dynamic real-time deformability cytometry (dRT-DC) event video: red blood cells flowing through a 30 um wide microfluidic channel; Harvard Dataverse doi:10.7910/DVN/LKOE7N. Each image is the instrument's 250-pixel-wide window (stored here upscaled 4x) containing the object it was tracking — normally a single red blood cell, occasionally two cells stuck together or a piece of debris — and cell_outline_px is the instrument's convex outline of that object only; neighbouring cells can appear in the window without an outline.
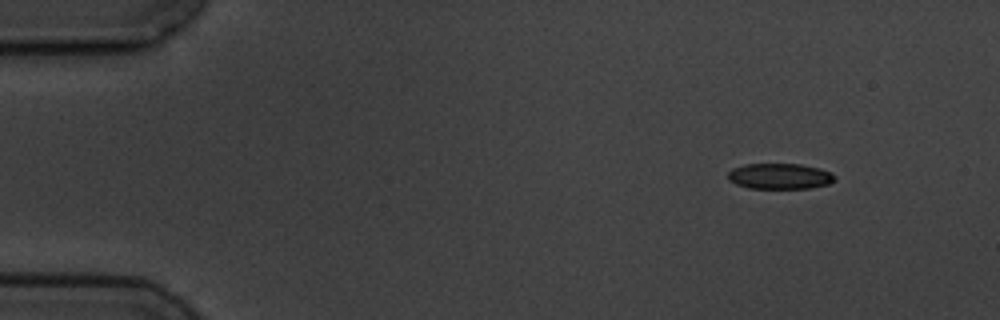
{"species": "common noctule bat (a hibernating species)", "species_latin": "Nyctalus noctula", "temperature_condition": "cold", "stored_images_in_passage": 8, "camera_frame_rate_fps": 3000, "um_per_image_px": 0.085, "animal": {"sex": "male", "body_mass_g": 19.5, "forearm_length_mm": 54.6}, "frame": {"image": 1, "passage_image": 1, "time_ms": 0.0, "image_size_px": [1000, 320], "cell_outline_px": [[836, 180], [828, 184], [808, 188], [748, 188], [736, 184], [728, 180], [728, 172], [732, 168], [744, 164], [800, 164], [820, 168], [832, 172], [836, 176]], "centroid_in_image_um": [66.29, 14.97], "position_along_channel_um": 18.7, "area_um2": 16.13}}
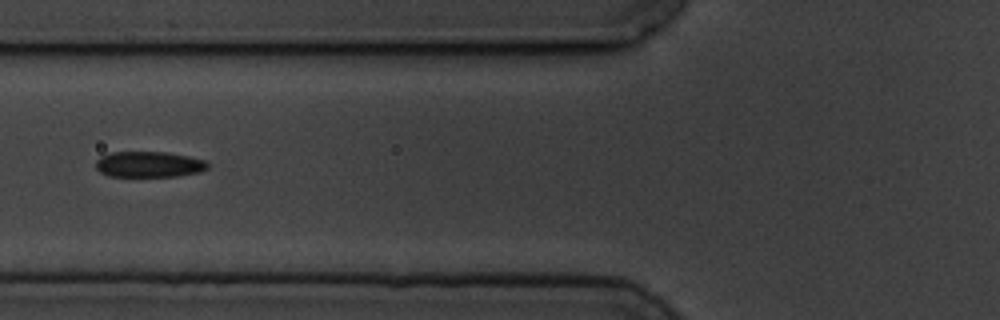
{"frame": {"image": 2, "passage_image": 5, "time_ms": 5.333, "image_size_px": [1000, 320], "cell_outline_px": [[208, 168], [200, 172], [176, 176], [108, 176], [100, 172], [96, 168], [96, 160], [100, 156], [112, 152], [164, 152], [188, 156], [204, 160], [208, 164]], "centroid_in_image_um": [12.64, 13.97], "position_along_channel_um": 113.2, "area_um2": 16.76}}
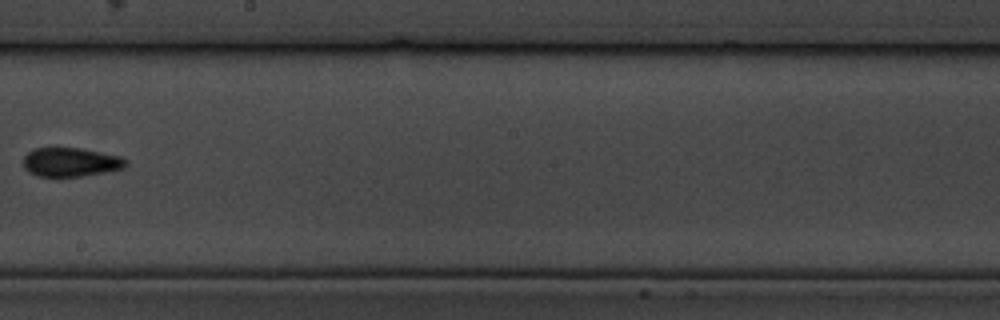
{"frame": {"image": 3, "passage_image": 8, "time_ms": 9.0, "image_size_px": [1000, 320], "cell_outline_px": [[128, 164], [124, 168], [108, 172], [84, 176], [36, 176], [28, 172], [24, 168], [24, 156], [28, 152], [36, 148], [80, 148], [120, 156], [128, 160]], "centroid_in_image_um": [6.04, 13.79], "position_along_channel_um": 242.2, "area_um2": 17.4}}